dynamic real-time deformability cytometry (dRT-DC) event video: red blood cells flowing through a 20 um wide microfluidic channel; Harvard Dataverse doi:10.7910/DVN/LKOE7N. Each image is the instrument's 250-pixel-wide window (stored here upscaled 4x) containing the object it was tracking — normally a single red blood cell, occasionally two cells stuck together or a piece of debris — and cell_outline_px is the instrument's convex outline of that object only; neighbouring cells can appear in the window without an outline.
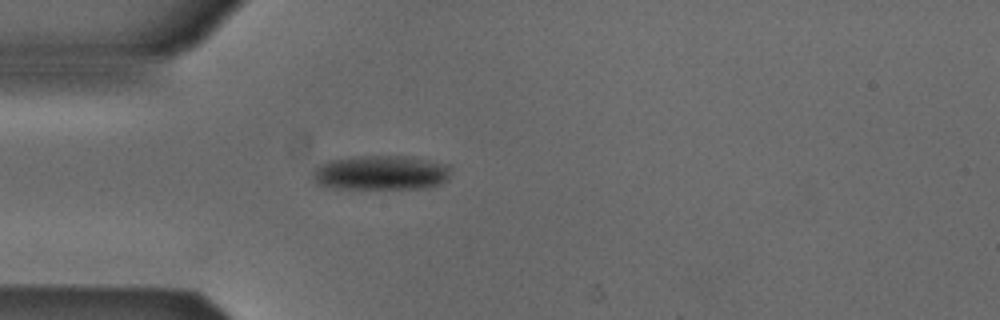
{"species": "Egyptian fruit bat (a non-hibernating species)", "species_latin": "Rousettus aegyptiacus", "temperature_condition": "cold", "stored_images_in_passage": 31, "camera_frame_rate_fps": 3000, "um_per_image_px": 0.085, "animal": {"sex": "male"}, "frame": {"image": 1, "passage_image": 1, "time_ms": 0.0, "image_size_px": [1000, 320], "cell_outline_px": [[452, 164], [448, 180], [440, 184], [424, 188], [332, 188], [316, 184], [312, 176], [312, 172], [320, 164], [328, 160], [360, 156], [404, 156]], "centroid_in_image_um": [32.4, 14.68], "position_along_channel_um": 52.6, "area_um2": 27.98}}
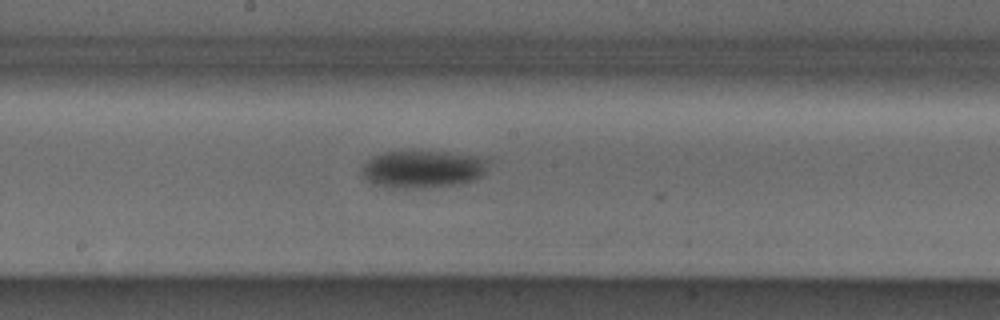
{"frame": {"image": 2, "passage_image": 14, "time_ms": 4.333, "image_size_px": [1000, 320], "cell_outline_px": [[488, 168], [484, 176], [476, 180], [460, 184], [420, 188], [392, 188], [372, 184], [360, 172], [360, 168], [372, 156], [384, 152], [412, 148], [488, 156]], "centroid_in_image_um": [35.99, 14.32], "position_along_channel_um": 212.2, "area_um2": 29.19}}
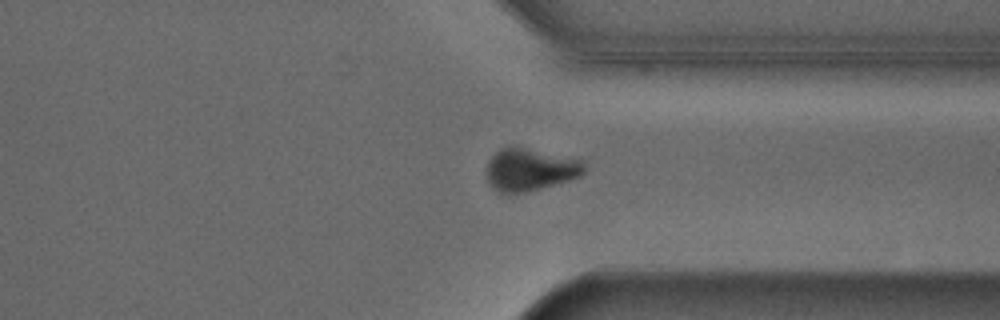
{"frame": {"image": 3, "passage_image": 26, "time_ms": 8.333, "image_size_px": [1000, 320], "cell_outline_px": [[584, 172], [580, 176], [568, 180], [540, 188], [524, 192], [500, 192], [492, 188], [488, 184], [484, 168], [488, 160], [500, 148], [512, 144], [584, 160]], "centroid_in_image_um": [44.99, 14.37], "position_along_channel_um": 366.4, "area_um2": 24.57}, "authors_computed_cell_mechanics": {"area_um2": 27.9752, "velocity_mm_per_s": 3.8621, "shape_relaxation_time_tau1_ms": 1.9721, "shape_relaxation_time_tau2_ms": null, "deformation_change_tau1": 0.096, "deformation_change_tau2": null}}